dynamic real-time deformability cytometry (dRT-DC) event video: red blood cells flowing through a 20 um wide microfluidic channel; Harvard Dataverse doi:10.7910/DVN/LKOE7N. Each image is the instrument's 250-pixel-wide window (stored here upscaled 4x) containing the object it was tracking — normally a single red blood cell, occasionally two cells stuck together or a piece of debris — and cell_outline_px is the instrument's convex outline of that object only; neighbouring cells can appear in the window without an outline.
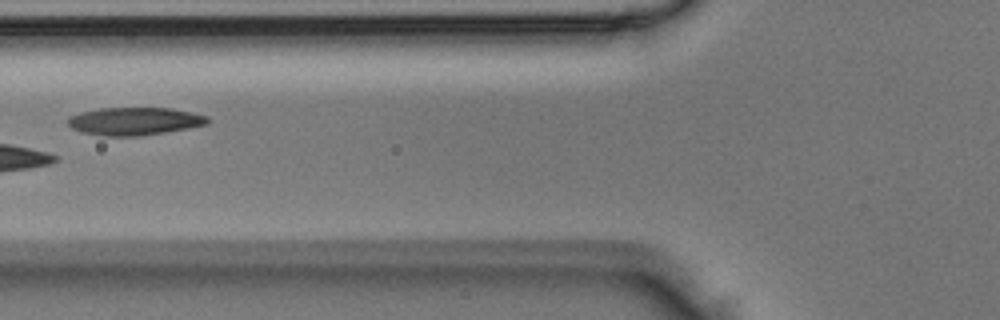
{"species": "Egyptian fruit bat (a non-hibernating species)", "species_latin": "Rousettus aegyptiacus", "temperature_condition": "room temperature", "stored_images_in_passage": 5, "camera_frame_rate_fps": 3000, "um_per_image_px": 0.085, "animal": {"sex": "male"}, "frame": {"image": 1, "passage_image": 5, "time_ms": 1.333, "image_size_px": [1000, 320], "cell_outline_px": [[208, 124], [188, 128], [140, 136], [104, 136], [84, 132], [72, 128], [68, 124], [68, 116], [80, 112], [100, 108], [172, 108], [208, 116]], "centroid_in_image_um": [11.42, 10.3], "position_along_channel_um": 114.4, "area_um2": 22.54}}